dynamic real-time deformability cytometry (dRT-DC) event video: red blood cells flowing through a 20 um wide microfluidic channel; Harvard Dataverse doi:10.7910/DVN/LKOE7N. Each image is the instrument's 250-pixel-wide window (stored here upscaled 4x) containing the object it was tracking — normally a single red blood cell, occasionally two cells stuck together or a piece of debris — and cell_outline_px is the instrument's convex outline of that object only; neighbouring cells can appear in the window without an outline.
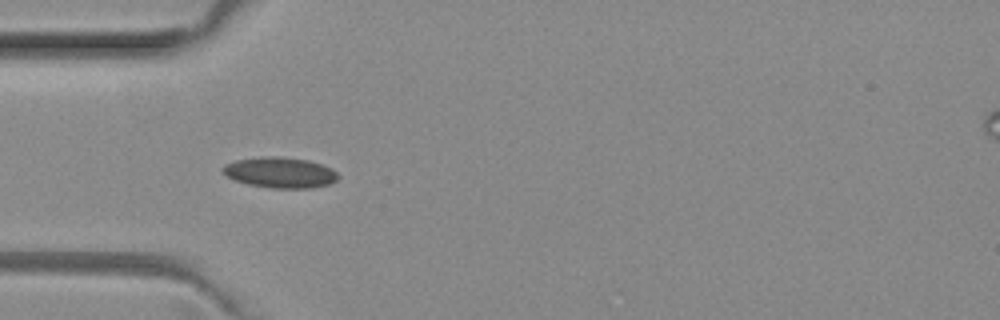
{"species": "common noctule bat (a hibernating species)", "species_latin": "Nyctalus noctula", "temperature_condition": "room temperature", "stored_images_in_passage": 5, "camera_frame_rate_fps": 3000, "um_per_image_px": 0.085, "animal": {"sex": "female", "body_mass_g": 29.2, "forearm_length_mm": 56.3}, "frame": {"image": 1, "passage_image": 4, "time_ms": 1.0, "image_size_px": [1000, 320], "cell_outline_px": [[340, 176], [336, 180], [328, 184], [312, 188], [272, 188], [248, 184], [236, 180], [228, 176], [220, 168], [224, 164], [236, 160], [264, 156], [280, 156], [308, 160], [332, 168]], "centroid_in_image_um": [23.81, 14.66], "position_along_channel_um": 61.2, "area_um2": 20.58}}
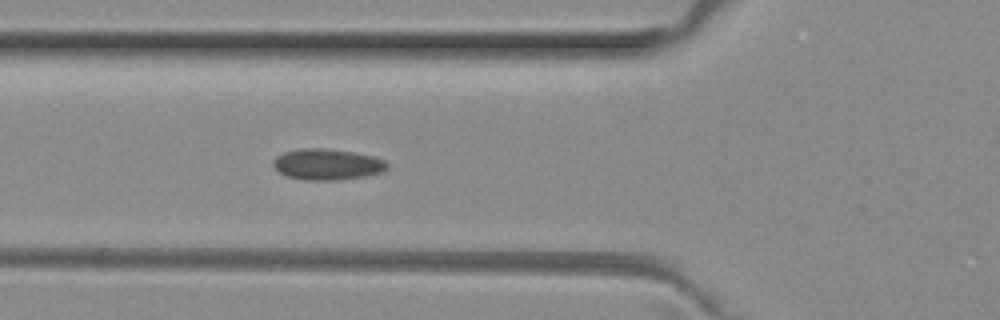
{"frame": {"image": 2, "passage_image": 5, "time_ms": 1.333, "image_size_px": [1000, 320], "cell_outline_px": [[388, 168], [380, 172], [364, 176], [340, 180], [304, 180], [288, 176], [280, 172], [272, 164], [272, 160], [276, 156], [284, 152], [300, 148], [328, 148], [356, 152], [372, 156], [384, 160], [388, 164]], "centroid_in_image_um": [27.8, 13.96], "position_along_channel_um": 98.0, "area_um2": 20.69}}